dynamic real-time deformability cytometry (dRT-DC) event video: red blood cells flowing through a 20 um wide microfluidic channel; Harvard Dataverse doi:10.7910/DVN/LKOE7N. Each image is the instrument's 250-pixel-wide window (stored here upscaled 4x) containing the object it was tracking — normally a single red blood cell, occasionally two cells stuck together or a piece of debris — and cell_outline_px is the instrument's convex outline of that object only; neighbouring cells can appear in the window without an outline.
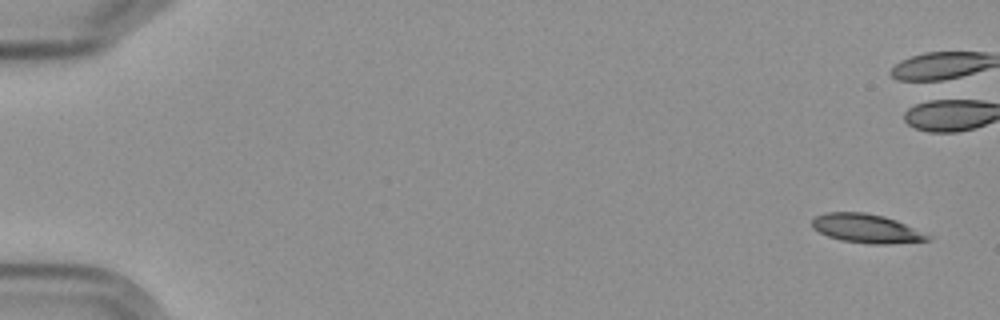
{"species": "Egyptian fruit bat (a non-hibernating species)", "species_latin": "Rousettus aegyptiacus", "temperature_condition": "cold", "stored_images_in_passage": 11, "camera_frame_rate_fps": 3000, "um_per_image_px": 0.085, "frame": {"image": 1, "passage_image": 1, "time_ms": 0.0, "image_size_px": [1000, 320], "cell_outline_px": [[932, 240], [892, 244], [868, 244], [840, 240], [828, 236], [812, 228], [812, 220], [816, 216], [824, 212], [864, 212], [884, 216], [896, 220], [932, 236]], "centroid_in_image_um": [73.66, 19.43], "position_along_channel_um": 11.3, "area_um2": 19.59}}